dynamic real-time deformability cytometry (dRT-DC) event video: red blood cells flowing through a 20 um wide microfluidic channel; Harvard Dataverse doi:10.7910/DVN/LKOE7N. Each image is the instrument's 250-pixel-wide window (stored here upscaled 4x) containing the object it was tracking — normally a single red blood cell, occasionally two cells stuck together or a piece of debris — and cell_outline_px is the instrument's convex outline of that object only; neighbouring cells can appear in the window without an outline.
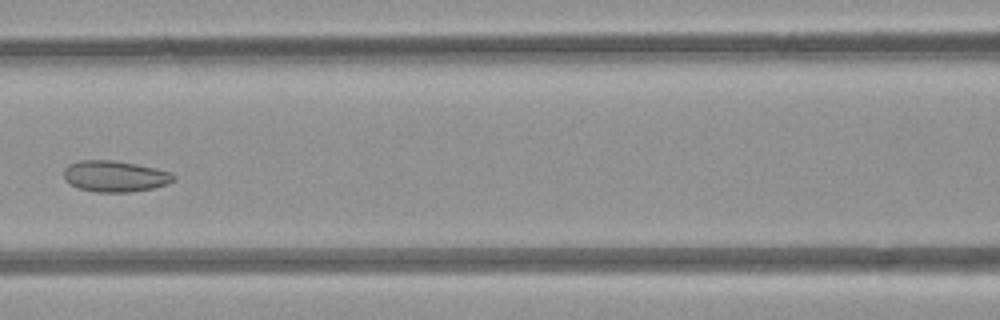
{"species": "common noctule bat (a hibernating species)", "species_latin": "Nyctalus noctula", "temperature_condition": "room temperature", "stored_images_in_passage": 8, "camera_frame_rate_fps": 3000, "um_per_image_px": 0.085, "animal": {"sex": "female", "body_mass_g": 21.9}, "frame": {"image": 1, "passage_image": 8, "time_ms": 7.667, "image_size_px": [1000, 320], "cell_outline_px": [[176, 180], [168, 184], [152, 188], [132, 192], [96, 192], [76, 188], [64, 180], [64, 168], [68, 164], [80, 160], [112, 160], [136, 164], [156, 168], [172, 172], [176, 176]], "centroid_in_image_um": [9.77, 14.98], "position_along_channel_um": 156.8, "area_um2": 20.23}}